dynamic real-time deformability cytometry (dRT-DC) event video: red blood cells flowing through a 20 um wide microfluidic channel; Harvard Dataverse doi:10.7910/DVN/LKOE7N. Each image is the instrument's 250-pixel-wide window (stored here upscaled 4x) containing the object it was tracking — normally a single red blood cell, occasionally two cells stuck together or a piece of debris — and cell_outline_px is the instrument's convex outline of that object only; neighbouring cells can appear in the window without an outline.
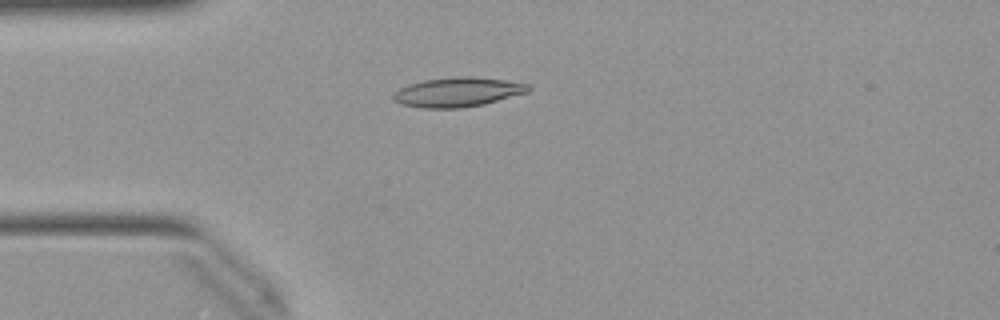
{"species": "Egyptian fruit bat (a non-hibernating species)", "species_latin": "Rousettus aegyptiacus", "temperature_condition": "warm", "stored_images_in_passage": 50, "camera_frame_rate_fps": 3000, "um_per_image_px": 0.085, "animal": {"sex": "female"}, "frame": {"image": 1, "passage_image": 13, "time_ms": 4.0, "image_size_px": [1000, 320], "cell_outline_px": [[532, 88], [528, 92], [484, 104], [460, 108], [420, 108], [404, 104], [392, 100], [392, 92], [408, 84], [424, 80], [452, 76], [476, 76], [504, 80], [528, 84]], "centroid_in_image_um": [38.88, 7.82], "position_along_channel_um": 46.1, "area_um2": 23.35}}
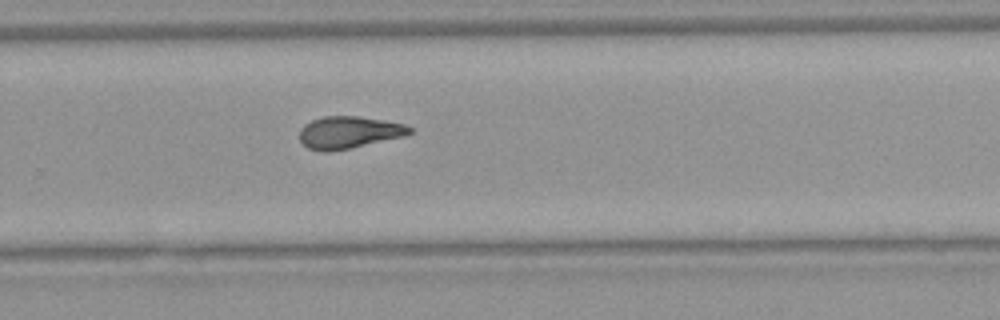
{"frame": {"image": 2, "passage_image": 33, "time_ms": 10.667, "image_size_px": [1000, 320], "cell_outline_px": [[412, 132], [404, 136], [348, 148], [328, 152], [320, 152], [308, 148], [300, 140], [300, 128], [304, 124], [312, 120], [324, 116], [360, 116], [404, 124], [412, 128]], "centroid_in_image_um": [29.62, 11.25], "position_along_channel_um": 300.2, "area_um2": 20.46}}
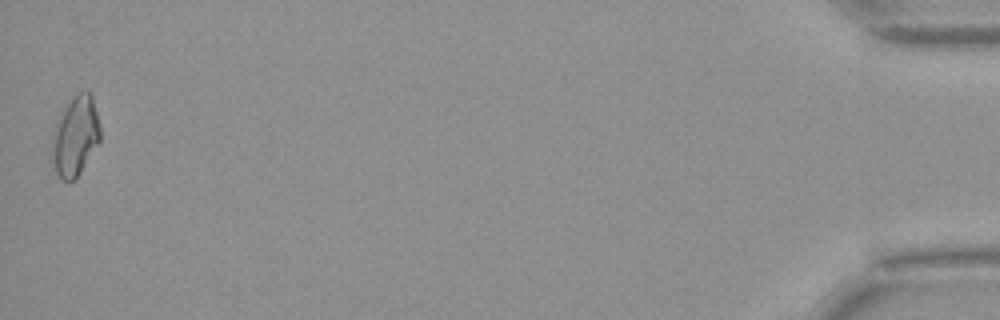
{"frame": {"image": 3, "passage_image": 50, "time_ms": 16.333, "image_size_px": [1000, 320], "cell_outline_px": [[100, 140], [80, 172], [72, 180], [60, 180], [56, 172], [48, 152], [56, 120], [64, 104], [76, 92], [88, 92], [92, 96], [100, 124]], "centroid_in_image_um": [6.34, 11.54], "position_along_channel_um": 428.9, "area_um2": 22.89}, "authors_computed_cell_mechanics": {"area_um2": 20.8658, "velocity_mm_per_s": 4.0298, "shape_relaxation_time_tau1_ms": 8.9744, "shape_relaxation_time_tau2_ms": 3.2213, "deformation_change_tau1": 0.241, "deformation_change_tau2": 0.1076}}